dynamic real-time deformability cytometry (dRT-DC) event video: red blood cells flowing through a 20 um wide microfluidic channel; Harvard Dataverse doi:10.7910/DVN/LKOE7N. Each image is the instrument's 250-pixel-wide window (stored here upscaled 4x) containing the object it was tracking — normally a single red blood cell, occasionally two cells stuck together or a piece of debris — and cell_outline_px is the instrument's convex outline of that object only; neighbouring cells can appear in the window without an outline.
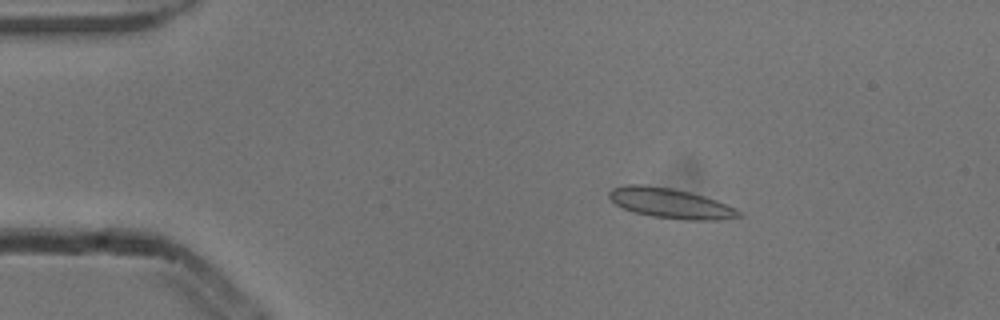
{"species": "common noctule bat (a hibernating species)", "species_latin": "Nyctalus noctula", "temperature_condition": "cold", "stored_images_in_passage": 6, "camera_frame_rate_fps": 3000, "um_per_image_px": 0.085, "animal": {"sex": "male", "body_mass_g": 13.3}, "frame": {"image": 1, "passage_image": 3, "time_ms": 0.667, "image_size_px": [1000, 320], "cell_outline_px": [[744, 216], [720, 220], [684, 220], [652, 216], [632, 212], [616, 204], [608, 196], [608, 192], [612, 188], [628, 184], [644, 184], [672, 188], [704, 196], [716, 200], [736, 208]], "centroid_in_image_um": [56.99, 17.28], "position_along_channel_um": 28.0, "area_um2": 22.77}}
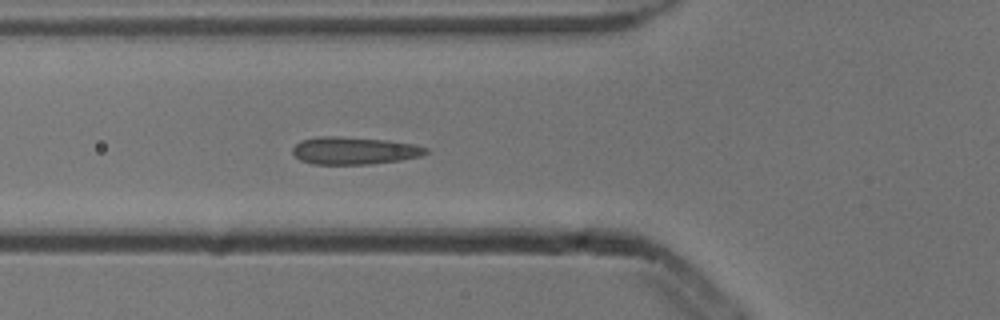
{"frame": {"image": 2, "passage_image": 6, "time_ms": 1.667, "image_size_px": [1000, 320], "cell_outline_px": [[428, 152], [420, 156], [400, 160], [368, 164], [312, 164], [300, 160], [292, 152], [292, 148], [300, 140], [316, 136], [340, 136], [388, 140], [416, 144], [428, 148]], "centroid_in_image_um": [30.09, 12.79], "position_along_channel_um": 95.7, "area_um2": 21.5}}